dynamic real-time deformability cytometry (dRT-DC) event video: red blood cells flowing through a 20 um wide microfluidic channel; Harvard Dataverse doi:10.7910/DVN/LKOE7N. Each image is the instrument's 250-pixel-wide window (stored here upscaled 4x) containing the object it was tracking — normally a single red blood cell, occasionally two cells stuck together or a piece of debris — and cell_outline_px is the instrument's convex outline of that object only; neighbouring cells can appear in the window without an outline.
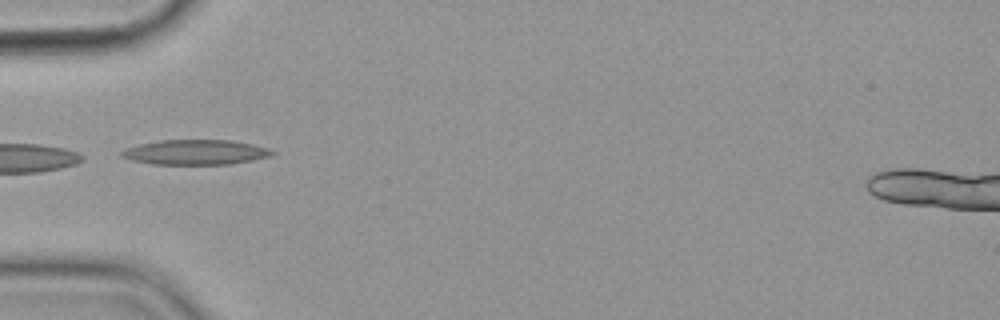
{"species": "common noctule bat (a hibernating species)", "species_latin": "Nyctalus noctula", "temperature_condition": "cold", "stored_images_in_passage": 8, "camera_frame_rate_fps": 3000, "um_per_image_px": 0.085, "animal": {"sex": "female", "body_mass_g": 19.9}, "frame": {"image": 1, "passage_image": 5, "time_ms": 4.667, "image_size_px": [1000, 320], "cell_outline_px": [[276, 152], [268, 156], [252, 160], [228, 164], [152, 164], [132, 160], [120, 156], [120, 152], [124, 148], [140, 144], [160, 140], [232, 140], [252, 144], [268, 148]], "centroid_in_image_um": [16.58, 12.93], "position_along_channel_um": 68.4, "area_um2": 21.79}}